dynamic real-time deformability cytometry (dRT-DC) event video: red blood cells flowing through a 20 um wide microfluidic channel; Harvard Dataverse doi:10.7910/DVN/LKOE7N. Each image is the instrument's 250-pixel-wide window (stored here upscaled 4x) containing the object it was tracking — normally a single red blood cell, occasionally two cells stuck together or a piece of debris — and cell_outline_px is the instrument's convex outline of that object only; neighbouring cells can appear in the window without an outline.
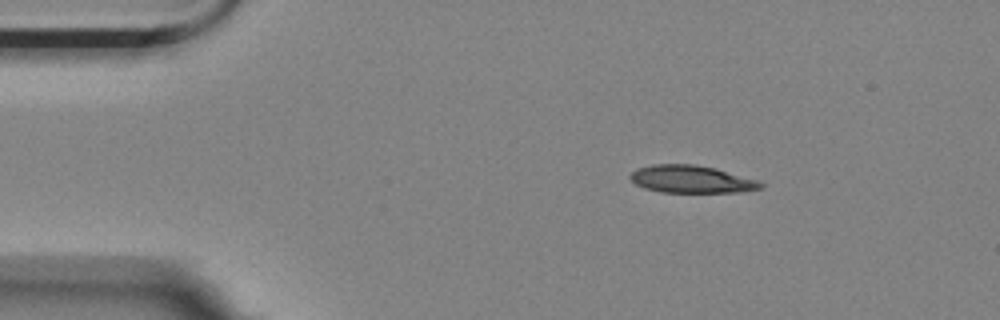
{"species": "Egyptian fruit bat (a non-hibernating species)", "species_latin": "Rousettus aegyptiacus", "temperature_condition": "room temperature", "stored_images_in_passage": 3, "segment_of_instrument_passage": [1, 2], "camera_frame_rate_fps": 3000, "um_per_image_px": 0.085, "animal": {"sex": "female"}, "frame": {"image": 1, "passage_image": 1, "time_ms": 0.0, "image_size_px": [1000, 320], "cell_outline_px": [[764, 188], [744, 192], [660, 192], [644, 188], [636, 184], [628, 176], [636, 168], [652, 164], [696, 164], [716, 168], [756, 180], [764, 184]], "centroid_in_image_um": [58.76, 15.23], "position_along_channel_um": 26.2, "area_um2": 21.04}}